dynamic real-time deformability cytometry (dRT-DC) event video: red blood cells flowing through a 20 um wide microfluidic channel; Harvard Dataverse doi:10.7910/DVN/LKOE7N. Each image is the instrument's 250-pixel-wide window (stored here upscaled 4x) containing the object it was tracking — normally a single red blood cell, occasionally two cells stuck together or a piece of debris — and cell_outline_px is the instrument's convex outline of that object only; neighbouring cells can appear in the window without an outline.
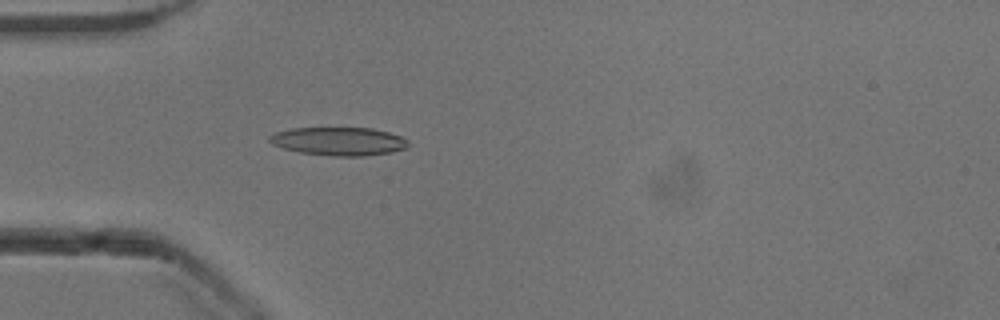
{"species": "common noctule bat (a hibernating species)", "species_latin": "Nyctalus noctula", "temperature_condition": "cold", "stored_images_in_passage": 37, "camera_frame_rate_fps": 3000, "um_per_image_px": 0.085, "animal": {"sex": "male", "body_mass_g": 13.3}, "frame": {"image": 1, "passage_image": 7, "time_ms": 2.0, "image_size_px": [1000, 320], "cell_outline_px": [[408, 148], [392, 152], [364, 156], [332, 156], [300, 152], [284, 148], [272, 144], [268, 140], [268, 136], [276, 132], [288, 128], [372, 128], [388, 132], [400, 136], [408, 140]], "centroid_in_image_um": [28.8, 12.01], "position_along_channel_um": 56.2, "area_um2": 22.95}}
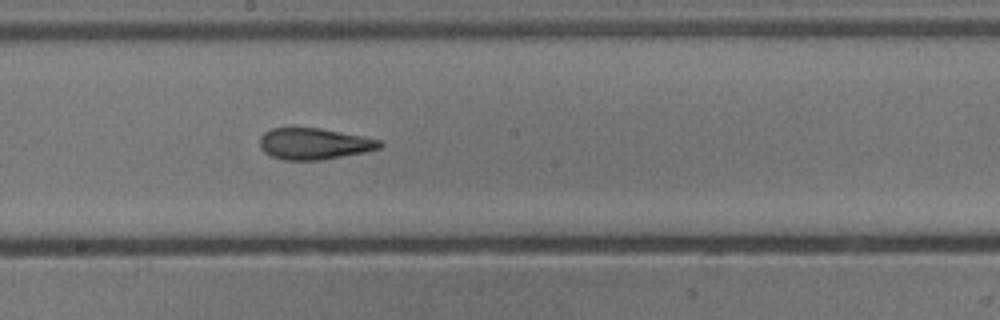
{"frame": {"image": 2, "passage_image": 20, "time_ms": 6.333, "image_size_px": [1000, 320], "cell_outline_px": [[384, 144], [380, 148], [364, 152], [320, 160], [284, 160], [272, 156], [264, 152], [260, 148], [260, 136], [264, 132], [272, 128], [320, 128], [364, 136], [380, 140]], "centroid_in_image_um": [26.7, 12.22], "position_along_channel_um": 221.5, "area_um2": 21.91}}
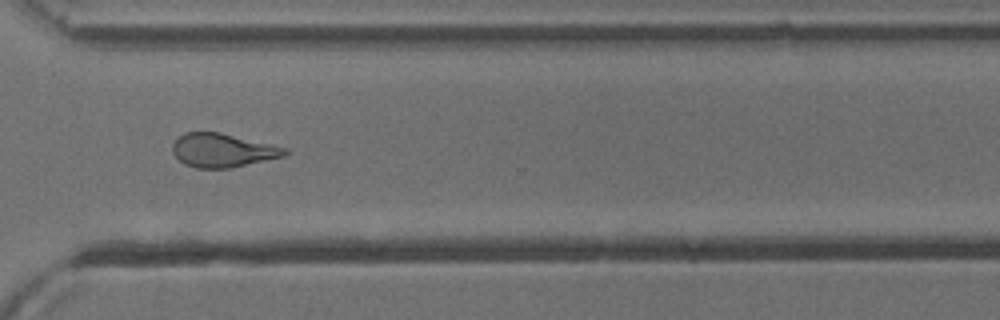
{"frame": {"image": 3, "passage_image": 30, "time_ms": 9.667, "image_size_px": [1000, 320], "cell_outline_px": [[288, 152], [284, 156], [228, 168], [196, 168], [184, 164], [172, 152], [172, 144], [184, 132], [220, 132], [272, 144], [288, 148]], "centroid_in_image_um": [18.91, 12.77], "position_along_channel_um": 351.7, "area_um2": 21.91}, "authors_computed_cell_mechanics": {"area_um2": 22.4842, "velocity_mm_per_s": 3.9213, "shape_relaxation_time_tau1_ms": 7.4723, "shape_relaxation_time_tau2_ms": 2.547, "deformation_change_tau1": 0.2012, "deformation_change_tau2": 0.1128}}